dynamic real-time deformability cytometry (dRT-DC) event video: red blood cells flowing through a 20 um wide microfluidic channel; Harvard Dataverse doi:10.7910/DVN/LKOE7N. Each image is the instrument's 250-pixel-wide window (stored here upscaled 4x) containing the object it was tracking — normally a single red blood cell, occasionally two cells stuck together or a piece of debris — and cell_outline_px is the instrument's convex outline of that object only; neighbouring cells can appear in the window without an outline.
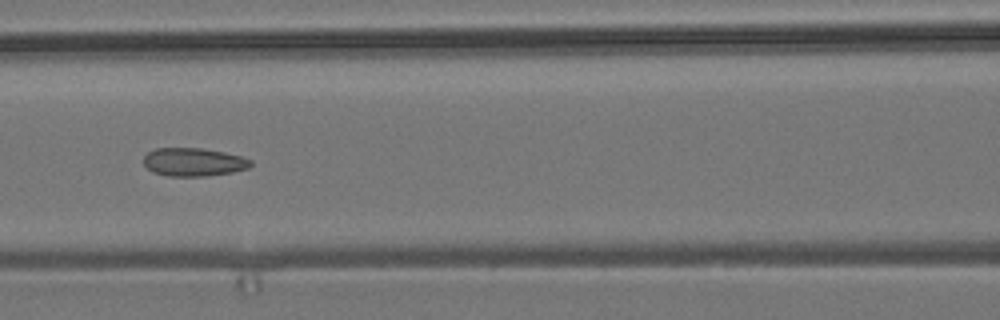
{"species": "common noctule bat (a hibernating species)", "species_latin": "Nyctalus noctula", "temperature_condition": "room temperature", "stored_images_in_passage": 7, "camera_frame_rate_fps": 3000, "um_per_image_px": 0.085, "animal": {"sex": "male", "body_mass_g": 19.2, "forearm_length_mm": 51.8}, "frame": {"image": 1, "passage_image": 7, "time_ms": 2.0, "image_size_px": [1000, 320], "cell_outline_px": [[252, 164], [248, 168], [232, 172], [208, 176], [168, 176], [152, 172], [144, 164], [144, 156], [148, 152], [156, 148], [204, 148], [224, 152], [240, 156], [252, 160]], "centroid_in_image_um": [16.45, 13.77], "position_along_channel_um": 150.1, "area_um2": 17.69}}